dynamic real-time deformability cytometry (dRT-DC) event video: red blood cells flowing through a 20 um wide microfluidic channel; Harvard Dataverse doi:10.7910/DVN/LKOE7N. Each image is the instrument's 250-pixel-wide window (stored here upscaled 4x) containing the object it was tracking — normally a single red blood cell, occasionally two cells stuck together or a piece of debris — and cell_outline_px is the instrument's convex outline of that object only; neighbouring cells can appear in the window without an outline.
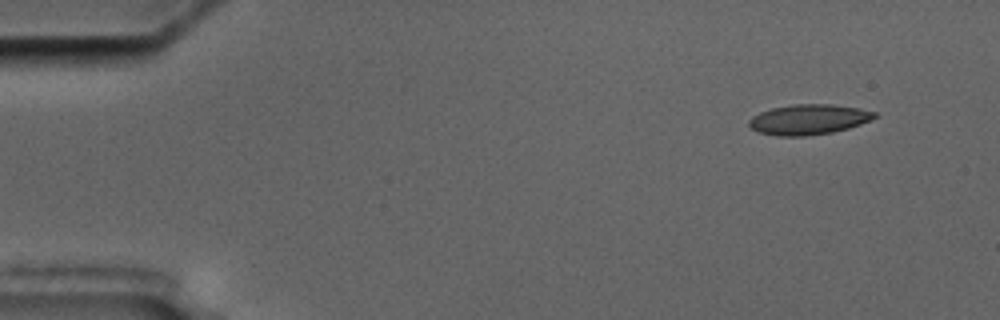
{"species": "common noctule bat (a hibernating species)", "species_latin": "Nyctalus noctula", "temperature_condition": "cold", "stored_images_in_passage": 6, "camera_frame_rate_fps": 3000, "um_per_image_px": 0.085, "animal": {"sex": "male", "body_mass_g": 17.5, "forearm_length_mm": 52.3}, "frame": {"image": 1, "passage_image": 2, "time_ms": 1.333, "image_size_px": [1000, 320], "cell_outline_px": [[876, 116], [872, 120], [848, 128], [832, 132], [808, 136], [776, 136], [756, 132], [748, 124], [748, 120], [752, 116], [760, 112], [772, 108], [796, 104], [832, 104], [860, 108], [876, 112]], "centroid_in_image_um": [68.72, 10.16], "position_along_channel_um": 16.3, "area_um2": 22.25}}